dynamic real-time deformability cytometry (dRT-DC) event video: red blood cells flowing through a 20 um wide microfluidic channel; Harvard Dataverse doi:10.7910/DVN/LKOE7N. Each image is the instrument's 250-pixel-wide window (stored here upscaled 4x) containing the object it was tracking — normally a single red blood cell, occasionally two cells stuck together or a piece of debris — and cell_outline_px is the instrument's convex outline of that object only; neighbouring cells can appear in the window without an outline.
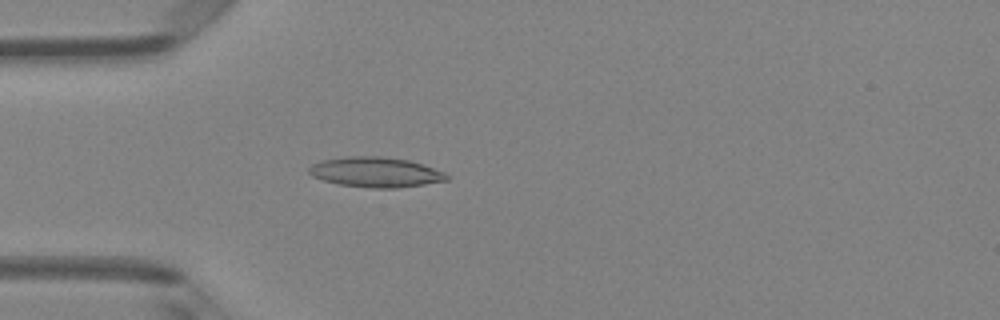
{"species": "Egyptian fruit bat (a non-hibernating species)", "species_latin": "Rousettus aegyptiacus", "temperature_condition": "room temperature", "stored_images_in_passage": 48, "camera_frame_rate_fps": 3000, "um_per_image_px": 0.085, "animal": {"sex": "female"}, "frame": {"image": 1, "passage_image": 13, "time_ms": 4.0, "image_size_px": [1000, 320], "cell_outline_px": [[452, 176], [448, 180], [424, 184], [396, 188], [372, 188], [340, 184], [324, 180], [312, 176], [308, 172], [308, 168], [312, 164], [324, 160], [348, 156], [380, 156], [408, 160], [424, 164], [444, 172]], "centroid_in_image_um": [31.97, 14.63], "position_along_channel_um": 53.0, "area_um2": 24.1}}
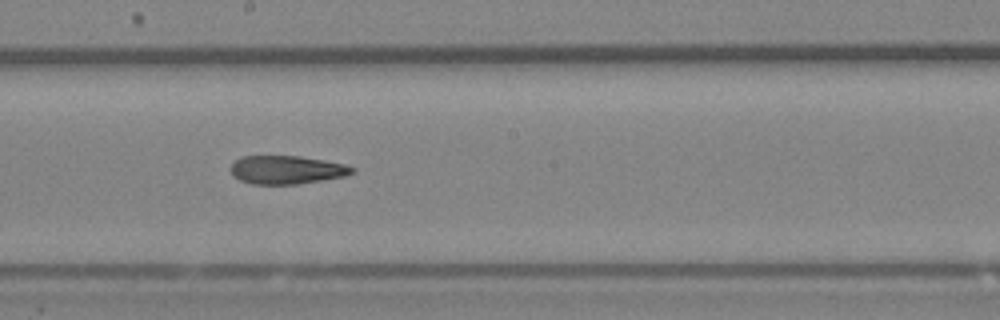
{"frame": {"image": 2, "passage_image": 26, "time_ms": 8.333, "image_size_px": [1000, 320], "cell_outline_px": [[356, 172], [344, 176], [324, 180], [296, 184], [252, 184], [240, 180], [232, 176], [228, 168], [240, 156], [300, 156], [324, 160], [344, 164], [356, 168]], "centroid_in_image_um": [24.35, 14.43], "position_along_channel_um": 223.9, "area_um2": 20.29}}
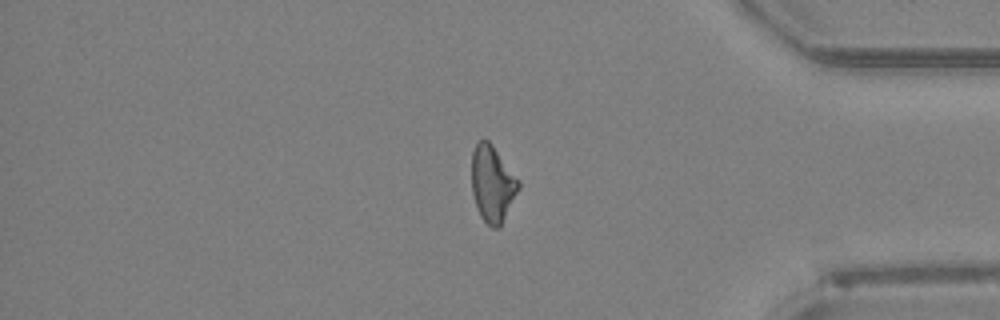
{"frame": {"image": 3, "passage_image": 40, "time_ms": 13.0, "image_size_px": [1000, 320], "cell_outline_px": [[520, 188], [500, 228], [492, 228], [480, 216], [472, 192], [472, 152], [476, 144], [480, 140], [488, 140], [492, 144], [520, 180]], "centroid_in_image_um": [41.88, 15.63], "position_along_channel_um": 393.3, "area_um2": 20.92}, "authors_computed_cell_mechanics": {"area_um2": 21.2415, "velocity_mm_per_s": 4.1337, "shape_relaxation_time_tau1_ms": null, "shape_relaxation_time_tau2_ms": 7.5007, "deformation_change_tau1": null, "deformation_change_tau2": 0.1919}}